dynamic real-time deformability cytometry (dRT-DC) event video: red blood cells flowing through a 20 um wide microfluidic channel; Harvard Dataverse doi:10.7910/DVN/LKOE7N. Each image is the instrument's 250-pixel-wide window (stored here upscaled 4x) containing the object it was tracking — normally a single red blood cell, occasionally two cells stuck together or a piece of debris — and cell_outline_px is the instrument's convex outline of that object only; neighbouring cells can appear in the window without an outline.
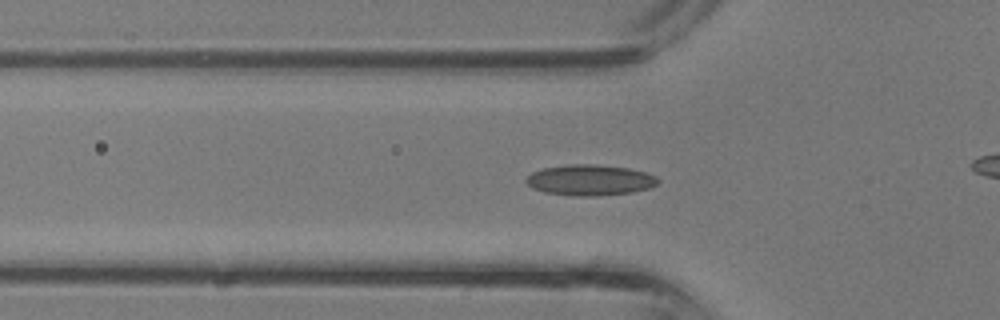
{"species": "common noctule bat (a hibernating species)", "species_latin": "Nyctalus noctula", "temperature_condition": "room temperature", "stored_images_in_passage": 38, "camera_frame_rate_fps": 3000, "um_per_image_px": 0.085, "animal": {"sex": "male", "body_mass_g": 13.3}, "frame": {"image": 1, "passage_image": 12, "time_ms": 3.667, "image_size_px": [1000, 320], "cell_outline_px": [[660, 180], [656, 184], [648, 188], [632, 192], [596, 196], [576, 196], [544, 192], [532, 188], [524, 180], [532, 172], [544, 168], [572, 164], [588, 164], [628, 168], [644, 172], [656, 176]], "centroid_in_image_um": [50.13, 15.31], "position_along_channel_um": 75.7, "area_um2": 23.41}}
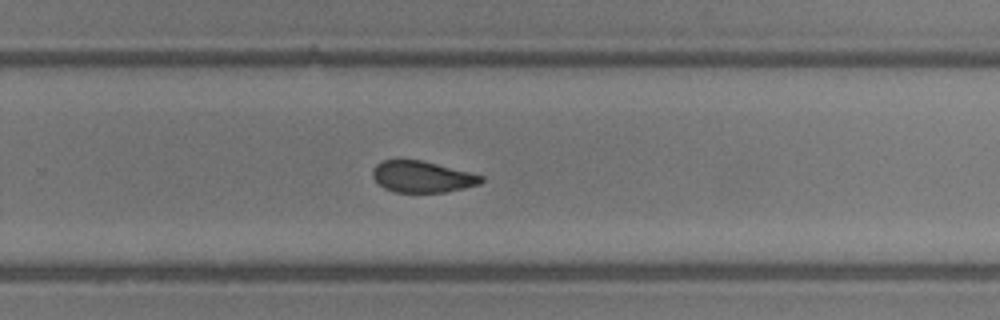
{"frame": {"image": 2, "passage_image": 24, "time_ms": 7.667, "image_size_px": [1000, 320], "cell_outline_px": [[484, 180], [480, 184], [464, 188], [444, 192], [396, 192], [384, 188], [372, 176], [372, 168], [376, 164], [384, 160], [424, 160], [484, 176]], "centroid_in_image_um": [35.89, 15.02], "position_along_channel_um": 293.9, "area_um2": 19.83}}
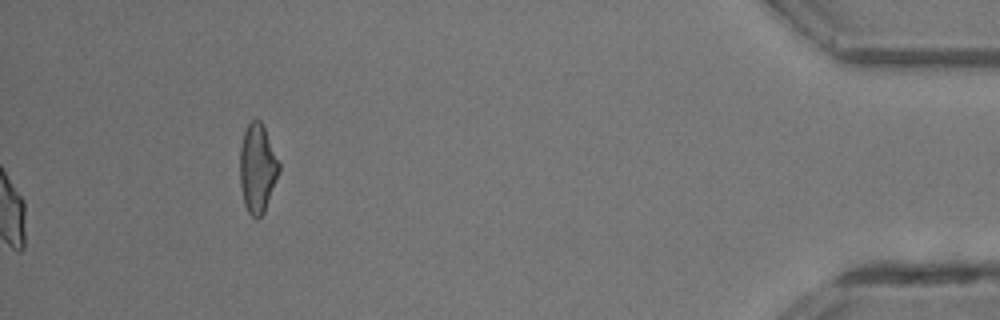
{"frame": {"image": 3, "passage_image": 38, "time_ms": 12.333, "image_size_px": [1000, 320], "cell_outline_px": [[280, 172], [264, 212], [260, 216], [252, 216], [248, 212], [244, 204], [240, 184], [240, 144], [244, 132], [248, 124], [252, 120], [260, 120], [264, 128], [280, 164]], "centroid_in_image_um": [21.88, 14.31], "position_along_channel_um": 413.3, "area_um2": 20.06}}